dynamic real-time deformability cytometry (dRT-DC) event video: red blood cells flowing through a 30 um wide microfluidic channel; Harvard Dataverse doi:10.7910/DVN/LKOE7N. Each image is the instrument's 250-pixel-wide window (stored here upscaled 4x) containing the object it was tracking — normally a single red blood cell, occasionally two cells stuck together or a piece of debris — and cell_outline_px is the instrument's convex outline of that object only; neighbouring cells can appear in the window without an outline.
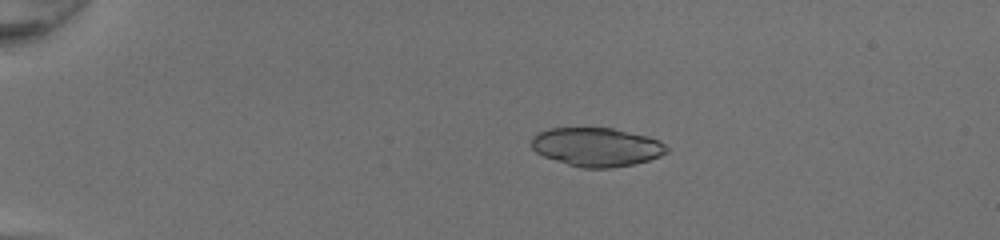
{"species": "common noctule bat (a hibernating species)", "species_latin": "Nyctalus noctula", "temperature_condition": "room temperature", "stored_images_in_passage": 14, "camera_frame_rate_fps": 3000, "um_per_image_px": 0.085, "animal": {"sex": "female", "body_mass_g": 20.0, "forearm_length_mm": 54.0}, "frame": {"image": 1, "passage_image": 12, "time_ms": 3.667, "image_size_px": [1000, 240], "cell_outline_px": [[668, 152], [660, 156], [648, 160], [632, 164], [612, 168], [580, 168], [544, 156], [536, 152], [532, 148], [532, 136], [536, 132], [548, 128], [612, 128], [648, 136], [660, 140], [668, 148]], "centroid_in_image_um": [50.71, 12.49], "position_along_channel_um": 34.3, "area_um2": 30.58}}